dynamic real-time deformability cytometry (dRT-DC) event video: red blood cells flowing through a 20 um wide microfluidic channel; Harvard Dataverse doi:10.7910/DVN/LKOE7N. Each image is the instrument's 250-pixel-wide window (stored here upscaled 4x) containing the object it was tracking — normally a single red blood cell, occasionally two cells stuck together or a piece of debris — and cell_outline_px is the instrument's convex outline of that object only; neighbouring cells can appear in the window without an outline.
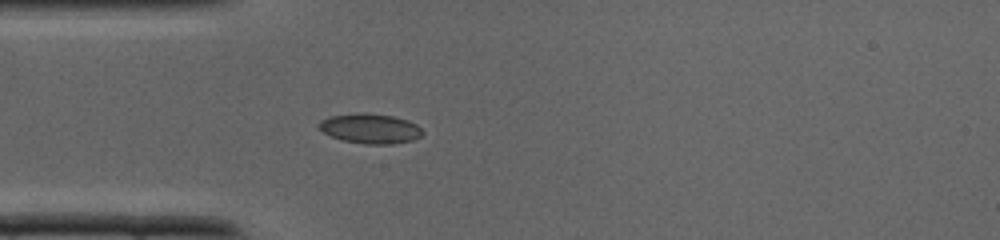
{"species": "common noctule bat (a hibernating species)", "species_latin": "Nyctalus noctula", "temperature_condition": "cold", "stored_images_in_passage": 28, "camera_frame_rate_fps": 3000, "um_per_image_px": 0.085, "animal": {"sex": "male", "body_mass_g": 19.0, "forearm_length_mm": 50.8}, "frame": {"image": 1, "passage_image": 1, "time_ms": 0.0, "image_size_px": [1000, 240], "cell_outline_px": [[424, 132], [420, 136], [412, 140], [392, 144], [364, 144], [340, 140], [324, 132], [320, 128], [320, 120], [328, 116], [360, 112], [364, 112], [392, 116], [408, 120], [416, 124]], "centroid_in_image_um": [31.47, 10.92], "position_along_channel_um": 53.5, "area_um2": 18.03}}
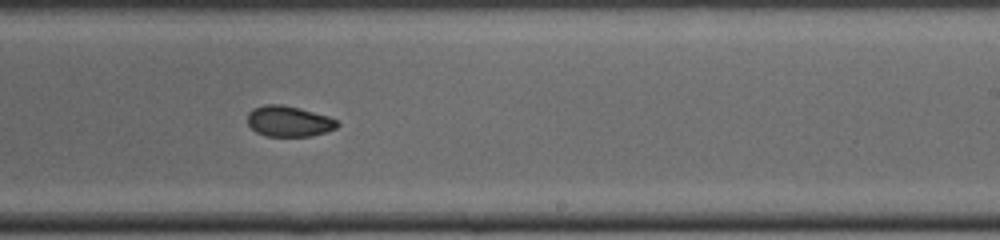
{"frame": {"image": 2, "passage_image": 13, "time_ms": 4.0, "image_size_px": [1000, 240], "cell_outline_px": [[340, 124], [336, 128], [312, 136], [264, 136], [256, 132], [248, 124], [248, 112], [252, 108], [264, 104], [280, 104], [300, 108], [328, 116], [336, 120]], "centroid_in_image_um": [24.53, 10.3], "position_along_channel_um": 264.5, "area_um2": 16.13}}
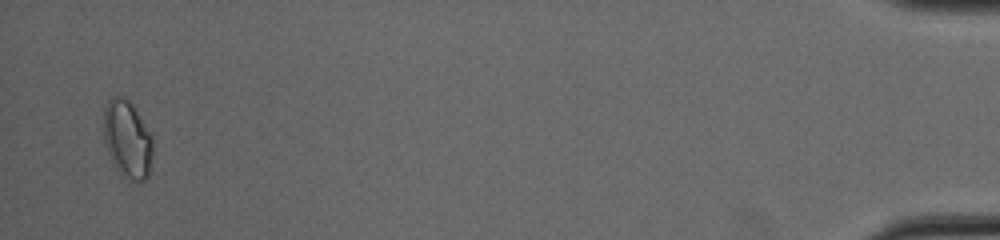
{"frame": {"image": 3, "passage_image": 27, "time_ms": 8.667, "image_size_px": [1000, 240], "cell_outline_px": [[152, 164], [148, 176], [144, 180], [132, 180], [124, 176], [116, 168], [108, 152], [104, 140], [104, 108], [108, 100], [112, 96], [124, 96], [132, 104], [152, 136]], "centroid_in_image_um": [10.83, 11.82], "position_along_channel_um": 424.4, "area_um2": 22.08}}